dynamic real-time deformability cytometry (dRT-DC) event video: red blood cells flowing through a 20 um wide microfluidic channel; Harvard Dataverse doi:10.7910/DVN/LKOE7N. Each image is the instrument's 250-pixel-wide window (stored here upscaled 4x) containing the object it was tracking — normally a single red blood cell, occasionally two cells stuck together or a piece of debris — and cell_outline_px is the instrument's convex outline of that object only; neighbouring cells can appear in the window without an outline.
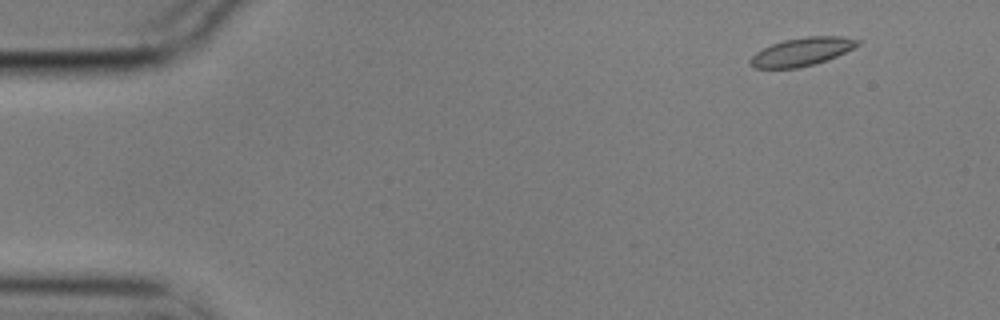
{"species": "common noctule bat (a hibernating species)", "species_latin": "Nyctalus noctula", "temperature_condition": "cold", "stored_images_in_passage": 5, "camera_frame_rate_fps": 3000, "um_per_image_px": 0.085, "animal": {"sex": "male", "body_mass_g": 17.9}, "frame": {"image": 1, "passage_image": 2, "time_ms": 0.333, "image_size_px": [1000, 320], "cell_outline_px": [[864, 40], [860, 44], [836, 56], [800, 68], [752, 68], [748, 64], [748, 60], [756, 52], [772, 44], [784, 40], [804, 36], [844, 36]], "centroid_in_image_um": [68.15, 4.39], "position_along_channel_um": 16.9, "area_um2": 17.69}}
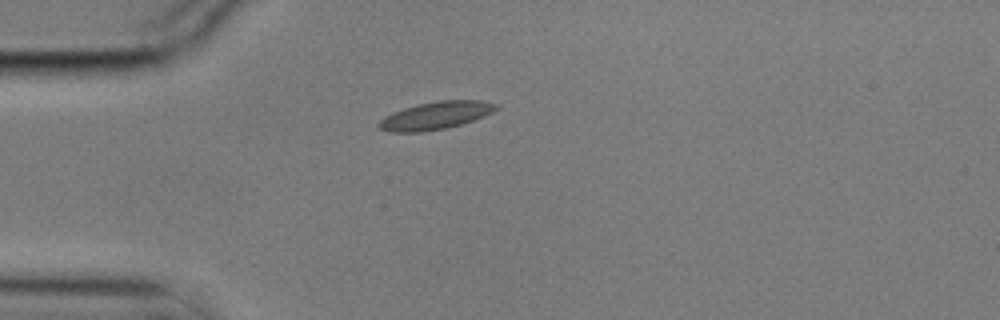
{"frame": {"image": 2, "passage_image": 5, "time_ms": 1.333, "image_size_px": [1000, 320], "cell_outline_px": [[500, 108], [484, 116], [460, 124], [444, 128], [420, 132], [392, 132], [380, 128], [376, 124], [384, 116], [392, 112], [404, 108], [420, 104], [440, 100], [484, 100], [500, 104]], "centroid_in_image_um": [37.06, 9.8], "position_along_channel_um": 47.9, "area_um2": 18.84}}